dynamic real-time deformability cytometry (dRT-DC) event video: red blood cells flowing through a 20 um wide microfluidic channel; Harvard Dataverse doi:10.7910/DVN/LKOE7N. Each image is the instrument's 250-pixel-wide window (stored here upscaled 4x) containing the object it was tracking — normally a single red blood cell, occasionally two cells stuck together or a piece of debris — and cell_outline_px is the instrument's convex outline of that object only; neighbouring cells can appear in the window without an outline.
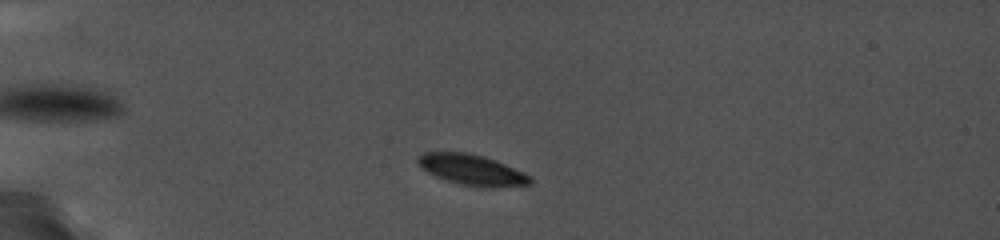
{"species": "common noctule bat (a hibernating species)", "species_latin": "Nyctalus noctula", "temperature_condition": "cold", "stored_images_in_passage": 73, "camera_frame_rate_fps": 5000, "um_per_image_px": 0.085, "animal": {"sex": "female", "body_mass_g": 19.0, "forearm_length_mm": 56.7}, "frame": {"image": 1, "passage_image": 11, "time_ms": 2.0, "image_size_px": [1000, 240], "cell_outline_px": [[532, 184], [496, 188], [480, 188], [460, 184], [436, 176], [420, 168], [416, 160], [416, 156], [424, 152], [468, 152], [484, 156], [496, 160], [524, 172], [532, 176]], "centroid_in_image_um": [40.13, 14.44], "position_along_channel_um": 44.9, "area_um2": 20.46}}
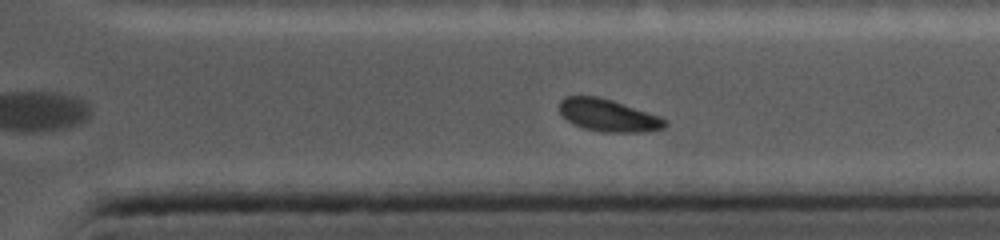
{"frame": {"image": 2, "passage_image": 60, "time_ms": 11.8, "image_size_px": [1000, 240], "cell_outline_px": [[668, 124], [664, 128], [644, 132], [604, 132], [584, 128], [572, 124], [560, 112], [560, 100], [564, 96], [600, 96], [660, 116]], "centroid_in_image_um": [51.69, 9.8], "position_along_channel_um": 359.7, "area_um2": 19.83}}
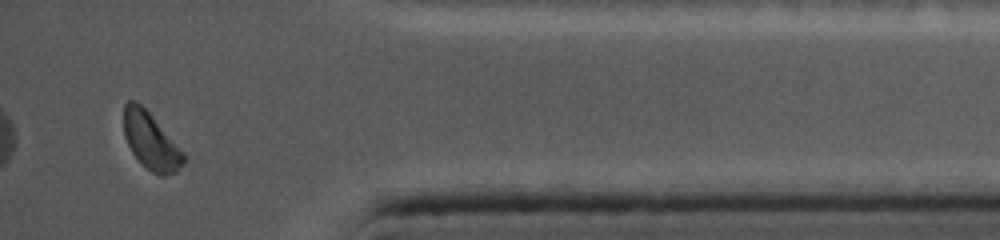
{"frame": {"image": 3, "passage_image": 70, "time_ms": 13.8, "image_size_px": [1000, 240], "cell_outline_px": [[188, 156], [184, 164], [176, 172], [164, 176], [160, 176], [152, 172], [132, 152], [124, 136], [124, 104], [128, 100], [136, 100], [152, 116]], "centroid_in_image_um": [12.85, 12.0], "position_along_channel_um": 422.3, "area_um2": 19.71}}